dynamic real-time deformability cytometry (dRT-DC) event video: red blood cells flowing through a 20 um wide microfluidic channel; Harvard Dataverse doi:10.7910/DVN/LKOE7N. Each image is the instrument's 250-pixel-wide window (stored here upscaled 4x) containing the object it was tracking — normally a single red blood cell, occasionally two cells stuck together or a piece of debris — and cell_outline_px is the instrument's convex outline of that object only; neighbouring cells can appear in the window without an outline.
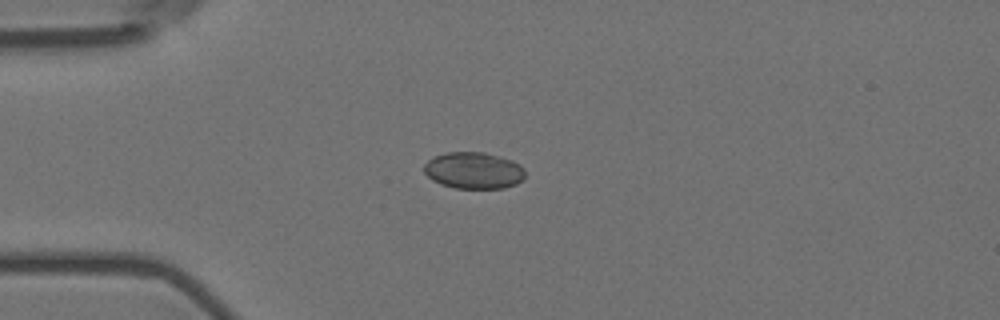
{"species": "Egyptian fruit bat (a non-hibernating species)", "species_latin": "Rousettus aegyptiacus", "temperature_condition": "room temperature", "stored_images_in_passage": 44, "camera_frame_rate_fps": 3000, "um_per_image_px": 0.085, "animal": {"sex": "female"}, "frame": {"image": 1, "passage_image": 1, "time_ms": 0.0, "image_size_px": [1000, 320], "cell_outline_px": [[524, 180], [516, 184], [504, 188], [456, 188], [440, 184], [432, 180], [424, 172], [424, 164], [428, 160], [436, 156], [448, 152], [484, 152], [512, 160], [520, 164], [524, 168]], "centroid_in_image_um": [40.28, 14.49], "position_along_channel_um": 44.7, "area_um2": 21.62}}
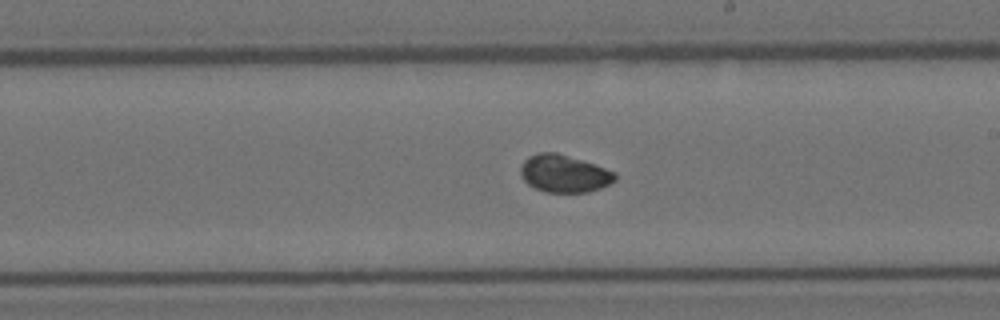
{"frame": {"image": 2, "passage_image": 19, "time_ms": 6.0, "image_size_px": [1000, 320], "cell_outline_px": [[616, 180], [600, 188], [588, 192], [544, 192], [528, 184], [520, 176], [520, 164], [528, 156], [540, 152], [556, 152], [596, 164], [616, 172]], "centroid_in_image_um": [47.93, 14.74], "position_along_channel_um": 241.1, "area_um2": 20.81}}
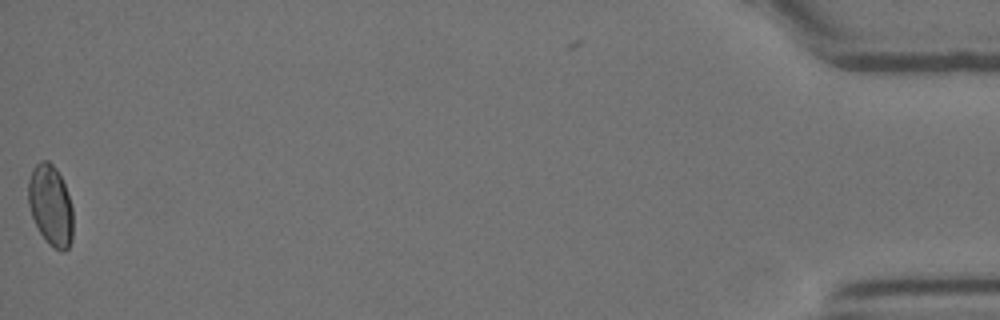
{"frame": {"image": 3, "passage_image": 43, "time_ms": 14.0, "image_size_px": [1000, 320], "cell_outline_px": [[72, 240], [68, 248], [64, 252], [60, 252], [48, 244], [40, 232], [32, 216], [28, 204], [28, 180], [32, 168], [40, 160], [48, 160], [56, 168], [64, 184], [72, 208]], "centroid_in_image_um": [4.29, 17.46], "position_along_channel_um": 430.9, "area_um2": 21.1}, "authors_computed_cell_mechanics": {"area_um2": 20.8369, "velocity_mm_per_s": 3.5838, "shape_relaxation_time_tau1_ms": null, "shape_relaxation_time_tau2_ms": 2.5078, "deformation_change_tau1": null, "deformation_change_tau2": 0.0352}}